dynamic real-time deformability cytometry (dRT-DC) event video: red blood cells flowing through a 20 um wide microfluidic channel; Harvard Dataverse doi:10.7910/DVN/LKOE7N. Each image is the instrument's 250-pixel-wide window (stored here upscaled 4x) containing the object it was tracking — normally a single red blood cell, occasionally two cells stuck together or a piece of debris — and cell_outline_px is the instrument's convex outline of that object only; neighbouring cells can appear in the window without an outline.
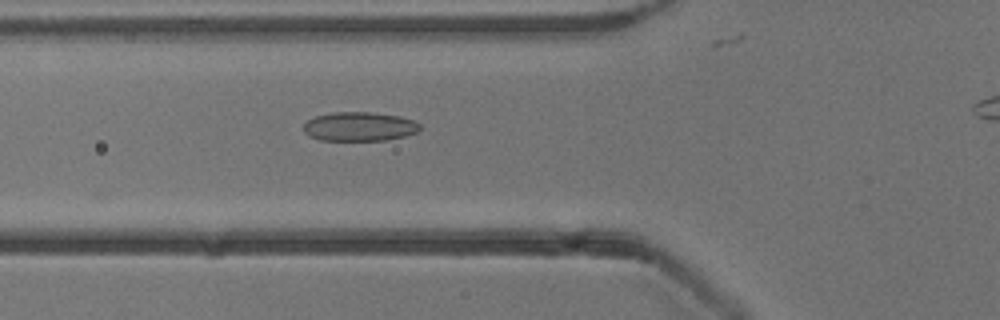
{"species": "common noctule bat (a hibernating species)", "species_latin": "Nyctalus noctula", "temperature_condition": "cold", "stored_images_in_passage": 28, "camera_frame_rate_fps": 3000, "um_per_image_px": 0.085, "animal": {"sex": "male", "body_mass_g": 13.3}, "frame": {"image": 1, "passage_image": 4, "time_ms": 1.0, "image_size_px": [1000, 320], "cell_outline_px": [[420, 128], [416, 132], [404, 136], [384, 140], [320, 140], [308, 136], [304, 132], [304, 124], [308, 120], [316, 116], [332, 112], [372, 112], [400, 116], [412, 120], [420, 124]], "centroid_in_image_um": [30.53, 10.75], "position_along_channel_um": 95.3, "area_um2": 19.65}}
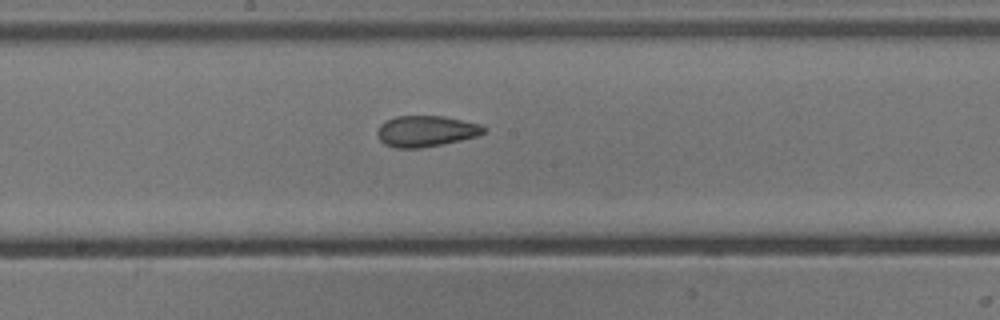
{"frame": {"image": 2, "passage_image": 13, "time_ms": 4.0, "image_size_px": [1000, 320], "cell_outline_px": [[484, 132], [476, 136], [460, 140], [420, 148], [396, 148], [384, 144], [380, 140], [376, 132], [380, 124], [396, 116], [444, 116], [480, 124], [484, 128]], "centroid_in_image_um": [36.16, 11.14], "position_along_channel_um": 212.0, "area_um2": 19.02}}
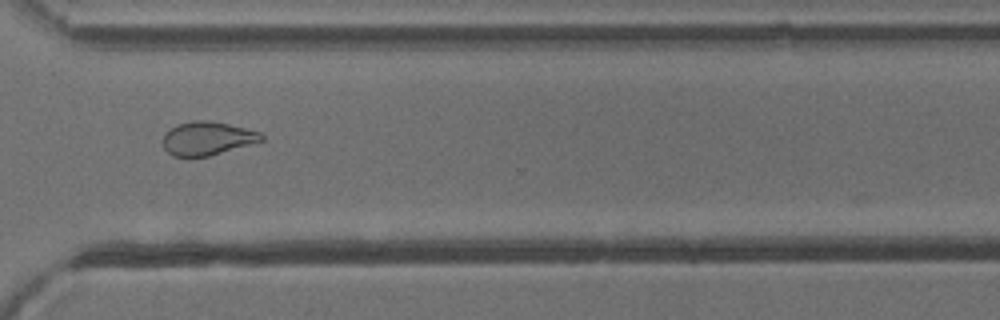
{"frame": {"image": 3, "passage_image": 24, "time_ms": 7.667, "image_size_px": [1000, 320], "cell_outline_px": [[264, 140], [208, 156], [172, 156], [164, 148], [164, 132], [176, 124], [192, 120], [208, 120], [228, 124], [260, 132], [264, 136]], "centroid_in_image_um": [17.59, 11.74], "position_along_channel_um": 353.0, "area_um2": 19.07}}